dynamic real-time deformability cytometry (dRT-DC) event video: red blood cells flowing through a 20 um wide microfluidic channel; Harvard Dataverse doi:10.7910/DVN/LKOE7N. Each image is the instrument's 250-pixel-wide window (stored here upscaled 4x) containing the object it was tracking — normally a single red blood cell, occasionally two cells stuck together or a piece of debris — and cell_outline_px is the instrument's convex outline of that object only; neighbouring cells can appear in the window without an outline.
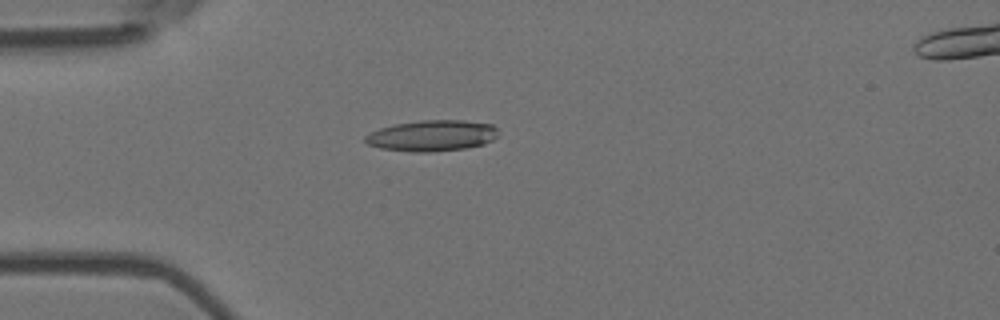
{"species": "Egyptian fruit bat (a non-hibernating species)", "species_latin": "Rousettus aegyptiacus", "temperature_condition": "room temperature", "stored_images_in_passage": 2, "camera_frame_rate_fps": 3000, "um_per_image_px": 0.085, "animal": {"sex": "female"}, "frame": {"image": 1, "passage_image": 1, "time_ms": 0.0, "image_size_px": [1000, 320], "cell_outline_px": [[496, 136], [492, 140], [484, 144], [464, 148], [428, 152], [412, 152], [380, 148], [368, 144], [364, 140], [364, 136], [368, 132], [380, 128], [396, 124], [420, 120], [464, 120], [492, 124], [496, 128]], "centroid_in_image_um": [36.68, 11.52], "position_along_channel_um": 48.3, "area_um2": 23.99}}